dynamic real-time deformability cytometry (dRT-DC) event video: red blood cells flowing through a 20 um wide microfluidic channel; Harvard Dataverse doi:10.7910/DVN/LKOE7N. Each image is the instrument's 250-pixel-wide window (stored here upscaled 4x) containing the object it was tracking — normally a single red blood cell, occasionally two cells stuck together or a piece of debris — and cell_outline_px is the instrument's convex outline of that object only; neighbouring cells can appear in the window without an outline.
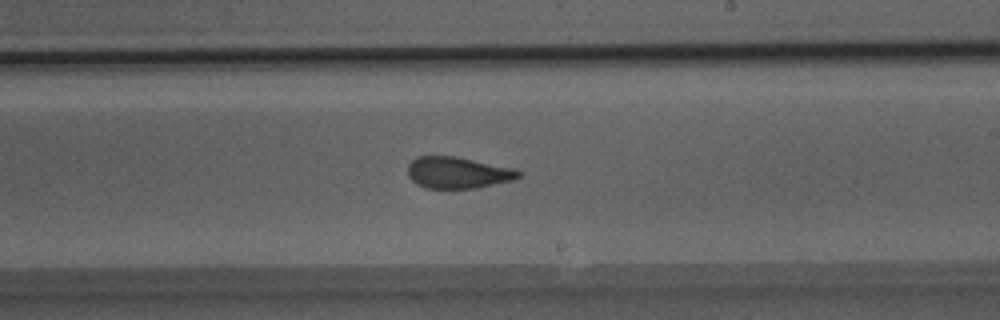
{"species": "Egyptian fruit bat (a non-hibernating species)", "species_latin": "Rousettus aegyptiacus", "temperature_condition": "room temperature", "stored_images_in_passage": 50, "camera_frame_rate_fps": 3000, "um_per_image_px": 0.085, "animal": {"sex": "male"}, "frame": {"image": 1, "passage_image": 29, "time_ms": 9.333, "image_size_px": [1000, 320], "cell_outline_px": [[520, 176], [512, 180], [476, 188], [424, 188], [416, 184], [408, 176], [408, 164], [416, 156], [456, 156], [512, 168], [520, 172]], "centroid_in_image_um": [38.86, 14.67], "position_along_channel_um": 250.1, "area_um2": 20.23}}
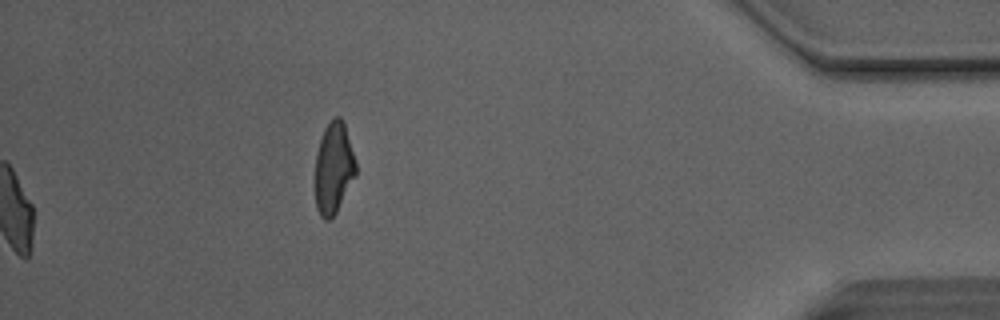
{"frame": {"image": 2, "passage_image": 50, "time_ms": 16.333, "image_size_px": [1000, 320], "cell_outline_px": [[356, 176], [336, 212], [328, 220], [324, 220], [320, 216], [316, 208], [316, 152], [324, 128], [336, 116], [340, 116], [344, 120], [356, 160]], "centroid_in_image_um": [28.38, 14.26], "position_along_channel_um": 406.8, "area_um2": 21.73}, "authors_computed_cell_mechanics": {"area_um2": 21.386, "velocity_mm_per_s": 4.1382, "shape_relaxation_time_tau1_ms": 6.6431, "shape_relaxation_time_tau2_ms": 1.4965, "deformation_change_tau1": 0.1764, "deformation_change_tau2": 0.0749}}